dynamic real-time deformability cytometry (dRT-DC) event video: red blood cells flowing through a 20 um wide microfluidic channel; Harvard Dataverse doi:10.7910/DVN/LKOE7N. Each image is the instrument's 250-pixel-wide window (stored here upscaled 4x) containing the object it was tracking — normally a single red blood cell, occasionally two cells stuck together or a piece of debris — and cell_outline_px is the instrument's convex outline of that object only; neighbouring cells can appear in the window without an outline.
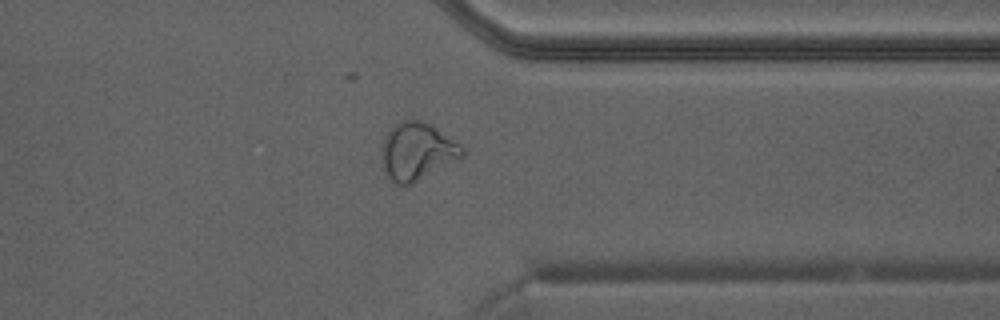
{"species": "Egyptian fruit bat (a non-hibernating species)", "species_latin": "Rousettus aegyptiacus", "temperature_condition": "warm", "stored_images_in_passage": 31, "camera_frame_rate_fps": 3000, "um_per_image_px": 0.085, "animal": {"sex": "male"}, "frame": {"image": 1, "passage_image": 22, "time_ms": 7.0, "image_size_px": [1000, 320], "cell_outline_px": [[464, 156], [412, 184], [396, 184], [388, 180], [380, 156], [380, 152], [384, 136], [396, 124], [404, 120], [420, 120], [436, 128], [460, 144], [464, 148]], "centroid_in_image_um": [35.42, 12.89], "position_along_channel_um": 376.0, "area_um2": 26.88}}
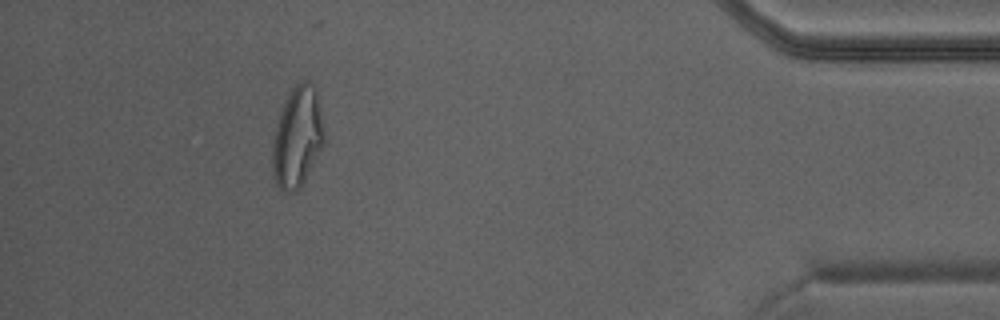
{"frame": {"image": 2, "passage_image": 27, "time_ms": 8.667, "image_size_px": [1000, 320], "cell_outline_px": [[324, 144], [300, 188], [292, 192], [284, 192], [276, 184], [272, 168], [272, 144], [276, 124], [280, 108], [292, 88], [300, 80], [308, 80], [316, 88], [324, 132]], "centroid_in_image_um": [25.26, 11.63], "position_along_channel_um": 409.9, "area_um2": 30.4}}